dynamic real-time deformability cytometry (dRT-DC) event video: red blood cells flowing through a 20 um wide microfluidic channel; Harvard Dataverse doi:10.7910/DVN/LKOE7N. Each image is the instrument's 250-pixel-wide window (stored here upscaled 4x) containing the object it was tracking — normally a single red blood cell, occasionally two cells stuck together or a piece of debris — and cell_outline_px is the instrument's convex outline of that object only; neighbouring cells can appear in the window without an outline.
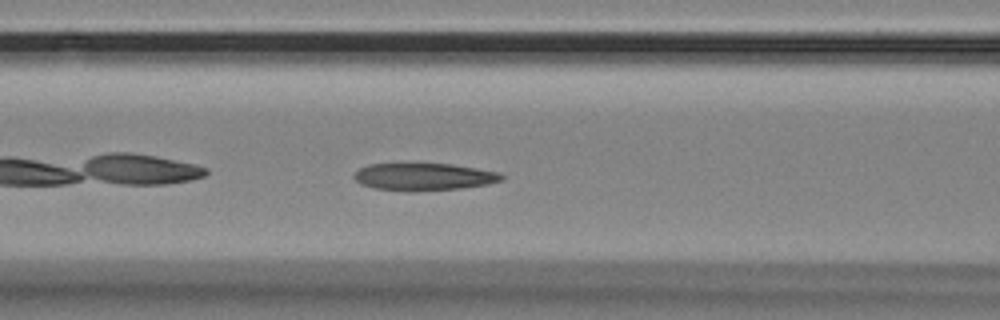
{"species": "Egyptian fruit bat (a non-hibernating species)", "species_latin": "Rousettus aegyptiacus", "temperature_condition": "room temperature", "stored_images_in_passage": 41, "camera_frame_rate_fps": 3000, "um_per_image_px": 0.085, "animal": {"sex": "female"}, "frame": {"image": 1, "passage_image": 7, "time_ms": 2.0, "image_size_px": [1000, 320], "cell_outline_px": [[504, 180], [488, 184], [460, 188], [408, 192], [376, 188], [360, 184], [352, 176], [360, 168], [368, 164], [452, 164], [500, 172], [504, 176]], "centroid_in_image_um": [36.04, 15.03], "position_along_channel_um": 130.6, "area_um2": 23.52}}
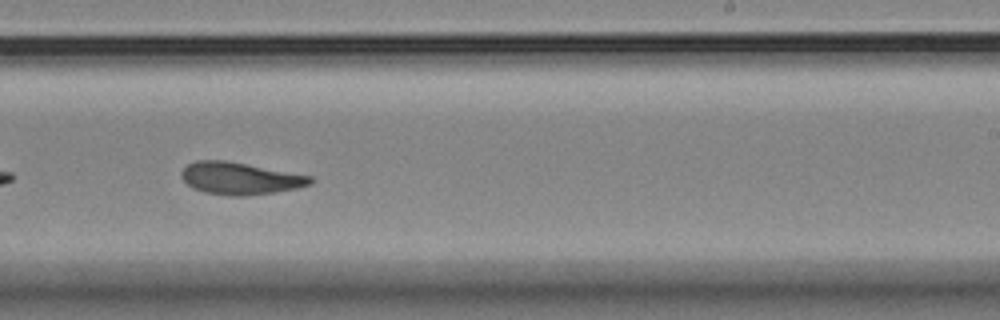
{"frame": {"image": 2, "passage_image": 19, "time_ms": 6.0, "image_size_px": [1000, 320], "cell_outline_px": [[312, 184], [296, 188], [276, 192], [248, 196], [228, 196], [204, 192], [192, 188], [180, 176], [180, 172], [188, 164], [196, 160], [224, 160], [312, 176]], "centroid_in_image_um": [20.38, 15.17], "position_along_channel_um": 268.6, "area_um2": 24.16}}
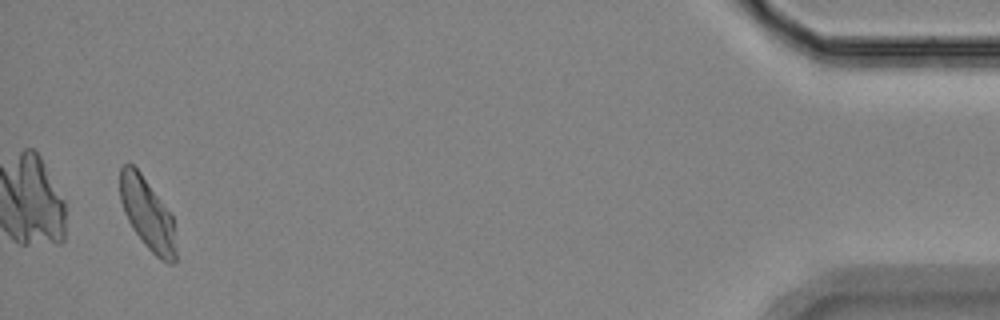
{"frame": {"image": 3, "passage_image": 39, "time_ms": 12.667, "image_size_px": [1000, 320], "cell_outline_px": [[176, 264], [168, 264], [160, 260], [144, 244], [132, 228], [124, 212], [120, 200], [120, 168], [124, 164], [132, 164], [140, 172], [172, 216], [176, 248]], "centroid_in_image_um": [12.53, 18.23], "position_along_channel_um": 422.7, "area_um2": 23.12}, "authors_computed_cell_mechanics": {"area_um2": 24.1026, "velocity_mm_per_s": 3.4615, "shape_relaxation_time_tau1_ms": 9.2911, "shape_relaxation_time_tau2_ms": 3.2859, "deformation_change_tau1": 0.2107, "deformation_change_tau2": 0.1154}}